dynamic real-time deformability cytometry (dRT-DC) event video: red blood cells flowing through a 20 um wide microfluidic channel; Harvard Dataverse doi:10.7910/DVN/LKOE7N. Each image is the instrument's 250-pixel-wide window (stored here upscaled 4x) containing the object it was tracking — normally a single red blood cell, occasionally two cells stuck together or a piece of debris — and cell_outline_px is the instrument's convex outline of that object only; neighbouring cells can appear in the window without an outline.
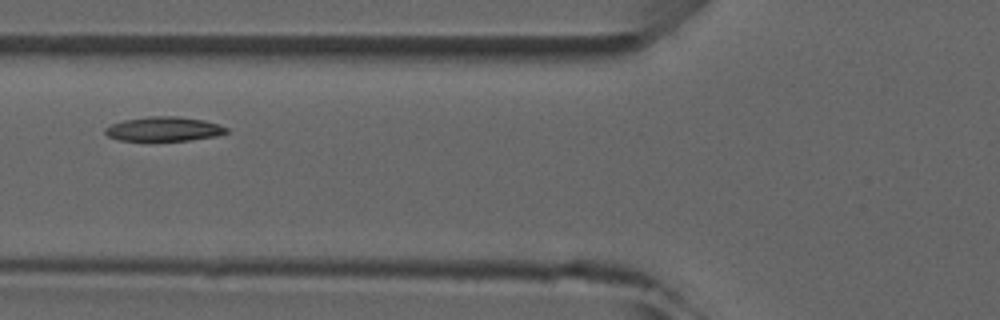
{"species": "common noctule bat (a hibernating species)", "species_latin": "Nyctalus noctula", "temperature_condition": "room temperature", "stored_images_in_passage": 4, "camera_frame_rate_fps": 3000, "um_per_image_px": 0.085, "animal": {"sex": "male", "forearm_length_mm": 52.5}, "frame": {"image": 1, "passage_image": 4, "time_ms": 3.333, "image_size_px": [1000, 320], "cell_outline_px": [[228, 132], [216, 136], [188, 140], [120, 140], [108, 136], [104, 132], [104, 128], [112, 124], [124, 120], [148, 116], [176, 116], [204, 120], [220, 124], [228, 128]], "centroid_in_image_um": [13.95, 10.95], "position_along_channel_um": 111.9, "area_um2": 17.11}}